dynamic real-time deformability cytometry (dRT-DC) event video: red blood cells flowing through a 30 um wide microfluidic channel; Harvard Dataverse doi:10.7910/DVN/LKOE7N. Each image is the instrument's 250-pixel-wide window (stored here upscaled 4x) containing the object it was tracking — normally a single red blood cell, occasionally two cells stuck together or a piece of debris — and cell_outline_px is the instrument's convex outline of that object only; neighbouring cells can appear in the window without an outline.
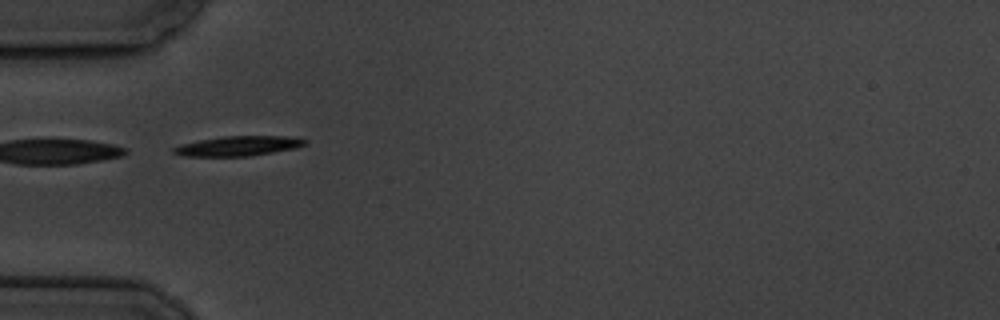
{"species": "common noctule bat (a hibernating species)", "species_latin": "Nyctalus noctula", "temperature_condition": "cold", "stored_images_in_passage": 3, "camera_frame_rate_fps": 3000, "um_per_image_px": 0.085, "animal": {"sex": "male", "body_mass_g": 19.5, "forearm_length_mm": 54.6}, "frame": {"image": 1, "passage_image": 2, "time_ms": 1.0, "image_size_px": [1000, 320], "cell_outline_px": [[308, 144], [296, 148], [248, 156], [184, 156], [172, 152], [172, 148], [180, 144], [200, 140], [224, 136], [300, 136], [308, 140]], "centroid_in_image_um": [20.33, 12.39], "position_along_channel_um": 64.7, "area_um2": 15.32}}